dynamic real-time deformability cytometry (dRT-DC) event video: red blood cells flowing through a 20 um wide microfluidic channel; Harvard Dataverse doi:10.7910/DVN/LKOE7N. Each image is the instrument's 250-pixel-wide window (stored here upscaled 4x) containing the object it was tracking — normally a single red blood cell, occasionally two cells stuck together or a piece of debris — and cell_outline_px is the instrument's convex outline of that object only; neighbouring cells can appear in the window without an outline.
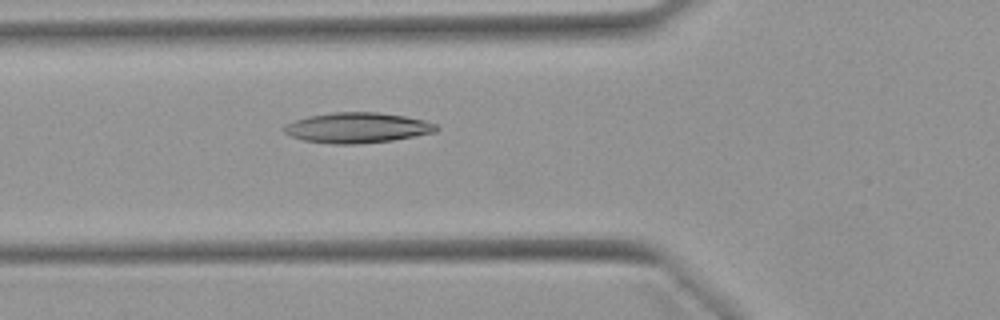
{"species": "Egyptian fruit bat (a non-hibernating species)", "species_latin": "Rousettus aegyptiacus", "temperature_condition": "warm", "stored_images_in_passage": 45, "camera_frame_rate_fps": 3000, "um_per_image_px": 0.085, "animal": {"sex": "female"}, "frame": {"image": 1, "passage_image": 12, "time_ms": 3.667, "image_size_px": [1000, 320], "cell_outline_px": [[440, 128], [436, 132], [392, 140], [356, 144], [332, 144], [304, 140], [292, 136], [284, 132], [284, 124], [308, 116], [332, 112], [380, 112], [404, 116], [424, 120], [436, 124]], "centroid_in_image_um": [30.38, 10.85], "position_along_channel_um": 95.4, "area_um2": 26.88}}
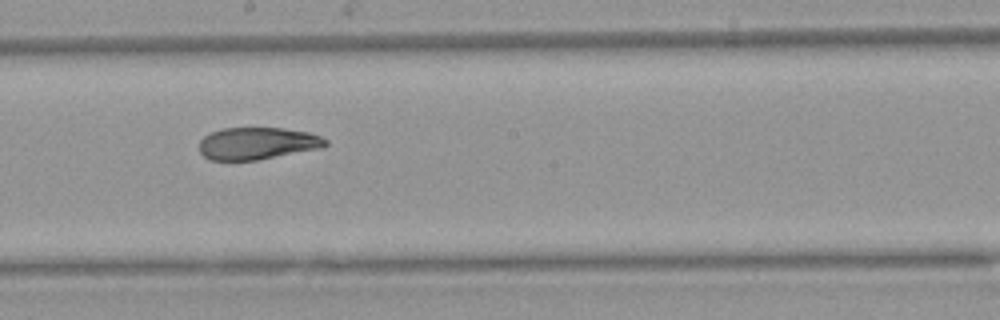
{"frame": {"image": 2, "passage_image": 22, "time_ms": 7.0, "image_size_px": [1000, 320], "cell_outline_px": [[328, 144], [324, 148], [256, 160], [208, 160], [200, 152], [200, 140], [204, 136], [212, 132], [224, 128], [284, 128], [308, 132], [320, 136], [328, 140]], "centroid_in_image_um": [21.91, 12.19], "position_along_channel_um": 226.3, "area_um2": 23.76}}
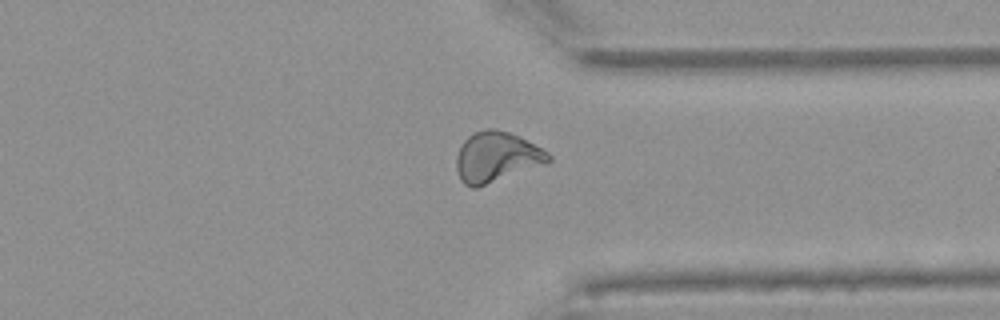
{"frame": {"image": 3, "passage_image": 33, "time_ms": 10.667, "image_size_px": [1000, 320], "cell_outline_px": [[552, 160], [544, 164], [476, 188], [472, 188], [464, 184], [460, 180], [456, 168], [456, 156], [464, 140], [468, 136], [476, 132], [488, 128], [496, 128], [520, 136], [548, 152], [552, 156]], "centroid_in_image_um": [42.19, 13.34], "position_along_channel_um": 369.2, "area_um2": 26.88}, "authors_computed_cell_mechanics": {"area_um2": 25.9522, "velocity_mm_per_s": 3.936, "shape_relaxation_time_tau1_ms": null, "shape_relaxation_time_tau2_ms": 2.3016, "deformation_change_tau1": null, "deformation_change_tau2": 0.0891}}